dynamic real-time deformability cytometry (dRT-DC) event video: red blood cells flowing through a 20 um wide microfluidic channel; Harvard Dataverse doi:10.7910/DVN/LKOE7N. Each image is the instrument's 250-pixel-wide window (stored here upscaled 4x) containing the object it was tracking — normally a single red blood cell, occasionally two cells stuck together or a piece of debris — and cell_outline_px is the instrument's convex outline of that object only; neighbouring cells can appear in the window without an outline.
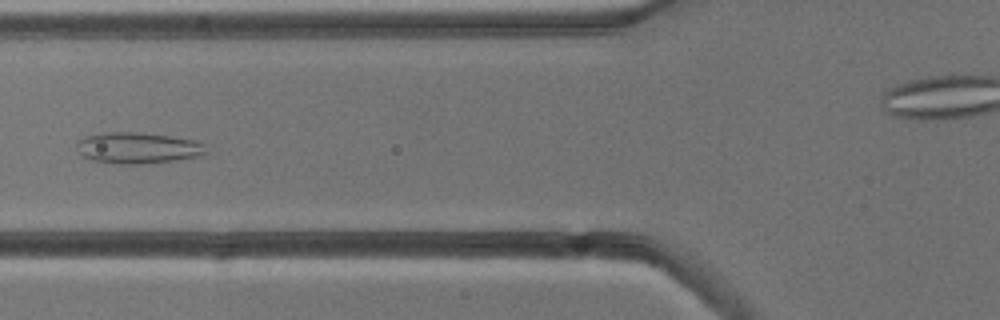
{"species": "common noctule bat (a hibernating species)", "species_latin": "Nyctalus noctula", "temperature_condition": "cold", "stored_images_in_passage": 4, "camera_frame_rate_fps": 3000, "um_per_image_px": 0.085, "animal": {"sex": "male", "body_mass_g": 13.3}, "frame": {"image": 1, "passage_image": 4, "time_ms": 4.0, "image_size_px": [1000, 320], "cell_outline_px": [[208, 152], [200, 156], [176, 160], [136, 164], [124, 164], [92, 160], [84, 156], [76, 148], [76, 144], [84, 136], [112, 132], [140, 132], [196, 140], [204, 144]], "centroid_in_image_um": [11.75, 12.57], "position_along_channel_um": 114.1, "area_um2": 23.29}}